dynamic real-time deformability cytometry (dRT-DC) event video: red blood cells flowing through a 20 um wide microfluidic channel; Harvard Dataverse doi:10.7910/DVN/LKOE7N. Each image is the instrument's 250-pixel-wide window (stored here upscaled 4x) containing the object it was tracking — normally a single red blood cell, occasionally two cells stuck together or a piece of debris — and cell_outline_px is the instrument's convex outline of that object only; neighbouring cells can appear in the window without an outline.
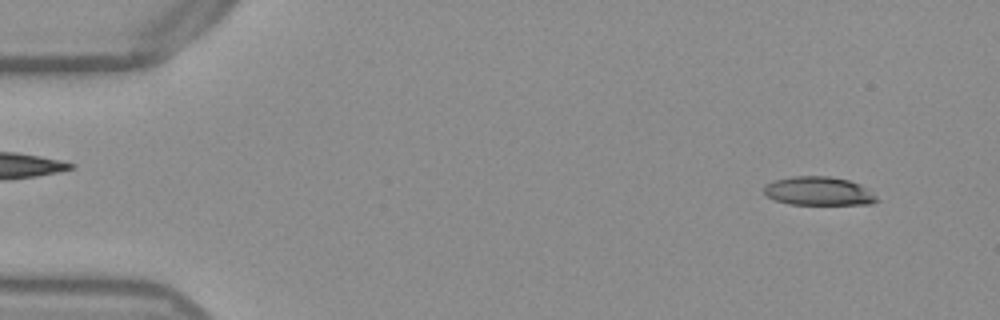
{"species": "Egyptian fruit bat (a non-hibernating species)", "species_latin": "Rousettus aegyptiacus", "temperature_condition": "warm", "stored_images_in_passage": 51, "camera_frame_rate_fps": 3000, "um_per_image_px": 0.085, "frame": {"image": 1, "passage_image": 3, "time_ms": 0.667, "image_size_px": [1000, 320], "cell_outline_px": [[880, 200], [872, 204], [788, 204], [776, 200], [768, 196], [764, 192], [764, 184], [772, 180], [792, 176], [828, 176], [848, 180], [860, 184], [868, 188]], "centroid_in_image_um": [69.59, 16.24], "position_along_channel_um": 15.4, "area_um2": 18.96}}
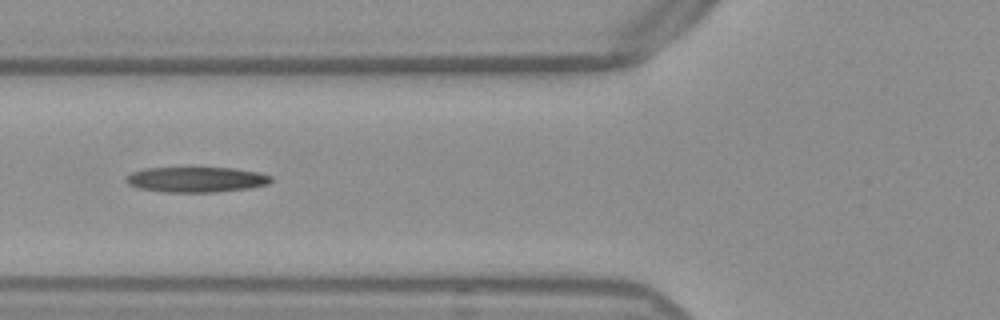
{"frame": {"image": 2, "passage_image": 19, "time_ms": 6.0, "image_size_px": [1000, 320], "cell_outline_px": [[272, 180], [268, 184], [248, 188], [216, 192], [164, 192], [140, 188], [128, 184], [124, 180], [132, 172], [144, 168], [232, 168], [260, 172], [272, 176]], "centroid_in_image_um": [16.7, 15.26], "position_along_channel_um": 109.1, "area_um2": 21.33}}
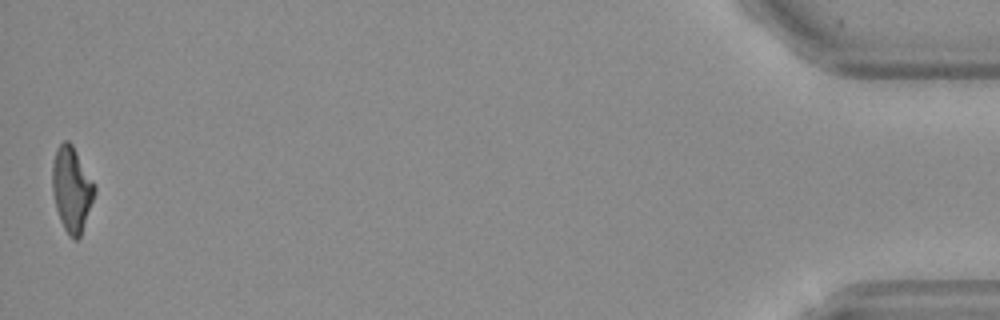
{"frame": {"image": 3, "passage_image": 51, "time_ms": 16.667, "image_size_px": [1000, 320], "cell_outline_px": [[96, 192], [80, 236], [76, 240], [72, 240], [68, 236], [60, 220], [56, 208], [52, 192], [52, 164], [56, 148], [64, 140], [68, 140], [72, 144], [96, 184]], "centroid_in_image_um": [6.1, 16.07], "position_along_channel_um": 429.1, "area_um2": 21.15}, "authors_computed_cell_mechanics": {"area_um2": 21.4438, "velocity_mm_per_s": 3.8745, "shape_relaxation_time_tau1_ms": 7.7018, "shape_relaxation_time_tau2_ms": 3.1438, "deformation_change_tau1": 0.2477, "deformation_change_tau2": 0.134}}